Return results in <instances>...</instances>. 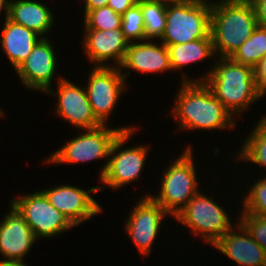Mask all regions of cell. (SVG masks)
Instances as JSON below:
<instances>
[{"label":"cell","mask_w":266,"mask_h":266,"mask_svg":"<svg viewBox=\"0 0 266 266\" xmlns=\"http://www.w3.org/2000/svg\"><path fill=\"white\" fill-rule=\"evenodd\" d=\"M135 206L130 208L131 211L124 221L126 235L134 246L138 249L140 256L143 258L149 256L155 239L159 238L160 229L162 231L163 220L172 216L164 210L158 203L153 201L149 196L139 197ZM161 227V228H160ZM158 236V237H157Z\"/></svg>","instance_id":"8fae6325"},{"label":"cell","mask_w":266,"mask_h":266,"mask_svg":"<svg viewBox=\"0 0 266 266\" xmlns=\"http://www.w3.org/2000/svg\"><path fill=\"white\" fill-rule=\"evenodd\" d=\"M5 112L3 111V109H1L0 107V118H4L5 117Z\"/></svg>","instance_id":"8d00e7d4"},{"label":"cell","mask_w":266,"mask_h":266,"mask_svg":"<svg viewBox=\"0 0 266 266\" xmlns=\"http://www.w3.org/2000/svg\"><path fill=\"white\" fill-rule=\"evenodd\" d=\"M108 126L101 125L94 129L81 130L77 136L68 139V142H65L63 146L61 145V148L52 152L42 162L52 165H71L85 164L91 161H99V159L103 162L104 159V162H106L99 171L98 179L100 180L106 171L109 151L115 138L121 131H130L138 128L135 125L118 126L116 128Z\"/></svg>","instance_id":"5b68a950"},{"label":"cell","mask_w":266,"mask_h":266,"mask_svg":"<svg viewBox=\"0 0 266 266\" xmlns=\"http://www.w3.org/2000/svg\"><path fill=\"white\" fill-rule=\"evenodd\" d=\"M170 113L177 124L176 131L235 129L237 120L224 107L204 81H181Z\"/></svg>","instance_id":"6da1fadb"},{"label":"cell","mask_w":266,"mask_h":266,"mask_svg":"<svg viewBox=\"0 0 266 266\" xmlns=\"http://www.w3.org/2000/svg\"><path fill=\"white\" fill-rule=\"evenodd\" d=\"M90 69L85 86L88 100L95 117L103 125H110V115L114 114L122 94L128 91V83L120 67L92 66Z\"/></svg>","instance_id":"30bf717a"},{"label":"cell","mask_w":266,"mask_h":266,"mask_svg":"<svg viewBox=\"0 0 266 266\" xmlns=\"http://www.w3.org/2000/svg\"><path fill=\"white\" fill-rule=\"evenodd\" d=\"M2 28L0 48L14 70H16L26 60L42 37L33 30L16 24L9 18L4 20Z\"/></svg>","instance_id":"ffe728a7"},{"label":"cell","mask_w":266,"mask_h":266,"mask_svg":"<svg viewBox=\"0 0 266 266\" xmlns=\"http://www.w3.org/2000/svg\"><path fill=\"white\" fill-rule=\"evenodd\" d=\"M218 59V60H217ZM211 68L195 81H204L214 96L240 121L261 95L254 68L233 61L230 57H218ZM209 70V71H208Z\"/></svg>","instance_id":"7a4b0ae2"},{"label":"cell","mask_w":266,"mask_h":266,"mask_svg":"<svg viewBox=\"0 0 266 266\" xmlns=\"http://www.w3.org/2000/svg\"><path fill=\"white\" fill-rule=\"evenodd\" d=\"M139 129H133L130 131H121L113 141L110 151L108 165L104 175L101 177L99 183V191L104 190L106 187L111 190H120L123 186L133 184L138 178H141L144 166H146L147 156L149 154V145H135L127 146V141L133 137L136 131ZM122 147H125L122 149Z\"/></svg>","instance_id":"ba28073f"},{"label":"cell","mask_w":266,"mask_h":266,"mask_svg":"<svg viewBox=\"0 0 266 266\" xmlns=\"http://www.w3.org/2000/svg\"><path fill=\"white\" fill-rule=\"evenodd\" d=\"M245 3H248L250 5H254L257 1H260V0H243Z\"/></svg>","instance_id":"d590c367"},{"label":"cell","mask_w":266,"mask_h":266,"mask_svg":"<svg viewBox=\"0 0 266 266\" xmlns=\"http://www.w3.org/2000/svg\"><path fill=\"white\" fill-rule=\"evenodd\" d=\"M83 29L112 30L121 28L122 16L109 6L87 12L83 16Z\"/></svg>","instance_id":"484cf974"},{"label":"cell","mask_w":266,"mask_h":266,"mask_svg":"<svg viewBox=\"0 0 266 266\" xmlns=\"http://www.w3.org/2000/svg\"><path fill=\"white\" fill-rule=\"evenodd\" d=\"M83 31L81 47L83 55L92 64L90 67L121 66L130 44L121 28L112 30L84 29Z\"/></svg>","instance_id":"2e32d148"},{"label":"cell","mask_w":266,"mask_h":266,"mask_svg":"<svg viewBox=\"0 0 266 266\" xmlns=\"http://www.w3.org/2000/svg\"><path fill=\"white\" fill-rule=\"evenodd\" d=\"M81 3H85L83 5V7L81 8H84L83 11V16L89 12V11H92V10H95L97 8H101L103 6H107V3H108V0H80Z\"/></svg>","instance_id":"1f68e13d"},{"label":"cell","mask_w":266,"mask_h":266,"mask_svg":"<svg viewBox=\"0 0 266 266\" xmlns=\"http://www.w3.org/2000/svg\"><path fill=\"white\" fill-rule=\"evenodd\" d=\"M215 201L214 194L199 191L173 218L211 247L238 222L233 223L229 211Z\"/></svg>","instance_id":"8992f818"},{"label":"cell","mask_w":266,"mask_h":266,"mask_svg":"<svg viewBox=\"0 0 266 266\" xmlns=\"http://www.w3.org/2000/svg\"><path fill=\"white\" fill-rule=\"evenodd\" d=\"M257 27L252 5L243 0H215L211 9V31L216 58L231 57Z\"/></svg>","instance_id":"3957f363"},{"label":"cell","mask_w":266,"mask_h":266,"mask_svg":"<svg viewBox=\"0 0 266 266\" xmlns=\"http://www.w3.org/2000/svg\"><path fill=\"white\" fill-rule=\"evenodd\" d=\"M40 190L50 204L63 213L75 227H80L83 222L92 220L104 211L92 196L93 193L99 192V186H92L86 190L65 183Z\"/></svg>","instance_id":"5bb4252c"},{"label":"cell","mask_w":266,"mask_h":266,"mask_svg":"<svg viewBox=\"0 0 266 266\" xmlns=\"http://www.w3.org/2000/svg\"><path fill=\"white\" fill-rule=\"evenodd\" d=\"M9 204L10 210L0 220V264H25L38 240L20 212Z\"/></svg>","instance_id":"9a60e30c"},{"label":"cell","mask_w":266,"mask_h":266,"mask_svg":"<svg viewBox=\"0 0 266 266\" xmlns=\"http://www.w3.org/2000/svg\"><path fill=\"white\" fill-rule=\"evenodd\" d=\"M184 148L180 156L177 155L166 169H162V176L158 179L161 181L158 194H142L158 203L172 218L200 191L199 186L201 187L197 177L199 168L195 163L194 149L189 144Z\"/></svg>","instance_id":"277c9868"},{"label":"cell","mask_w":266,"mask_h":266,"mask_svg":"<svg viewBox=\"0 0 266 266\" xmlns=\"http://www.w3.org/2000/svg\"><path fill=\"white\" fill-rule=\"evenodd\" d=\"M170 65L172 72L180 70L182 79L180 81H195L184 72V68L203 62L210 58L216 59L212 38L197 39L188 43L168 45ZM194 63V64H193ZM183 70V71H182Z\"/></svg>","instance_id":"44dd1931"},{"label":"cell","mask_w":266,"mask_h":266,"mask_svg":"<svg viewBox=\"0 0 266 266\" xmlns=\"http://www.w3.org/2000/svg\"><path fill=\"white\" fill-rule=\"evenodd\" d=\"M196 1H203V2H209V3H213L214 2L212 0H196Z\"/></svg>","instance_id":"74e56055"},{"label":"cell","mask_w":266,"mask_h":266,"mask_svg":"<svg viewBox=\"0 0 266 266\" xmlns=\"http://www.w3.org/2000/svg\"><path fill=\"white\" fill-rule=\"evenodd\" d=\"M146 1L162 3V4H165L167 6V5H172V4H178V3H181L185 0H146Z\"/></svg>","instance_id":"836d02e7"},{"label":"cell","mask_w":266,"mask_h":266,"mask_svg":"<svg viewBox=\"0 0 266 266\" xmlns=\"http://www.w3.org/2000/svg\"><path fill=\"white\" fill-rule=\"evenodd\" d=\"M259 177L257 179L254 177V183L252 182L251 185L249 183V186H246L248 191L245 192V196L241 200L243 207L239 212L266 217V174Z\"/></svg>","instance_id":"d4e9b609"},{"label":"cell","mask_w":266,"mask_h":266,"mask_svg":"<svg viewBox=\"0 0 266 266\" xmlns=\"http://www.w3.org/2000/svg\"><path fill=\"white\" fill-rule=\"evenodd\" d=\"M137 2L138 0H108L107 6L122 15Z\"/></svg>","instance_id":"f546056e"},{"label":"cell","mask_w":266,"mask_h":266,"mask_svg":"<svg viewBox=\"0 0 266 266\" xmlns=\"http://www.w3.org/2000/svg\"><path fill=\"white\" fill-rule=\"evenodd\" d=\"M214 248L239 266H266L265 250L239 222L213 245Z\"/></svg>","instance_id":"ac0fdd59"},{"label":"cell","mask_w":266,"mask_h":266,"mask_svg":"<svg viewBox=\"0 0 266 266\" xmlns=\"http://www.w3.org/2000/svg\"><path fill=\"white\" fill-rule=\"evenodd\" d=\"M0 266H29L27 263L25 264H0Z\"/></svg>","instance_id":"e575fe53"},{"label":"cell","mask_w":266,"mask_h":266,"mask_svg":"<svg viewBox=\"0 0 266 266\" xmlns=\"http://www.w3.org/2000/svg\"><path fill=\"white\" fill-rule=\"evenodd\" d=\"M256 20H257V26L266 28V0H260L257 1L253 5Z\"/></svg>","instance_id":"4dcf8cb0"},{"label":"cell","mask_w":266,"mask_h":266,"mask_svg":"<svg viewBox=\"0 0 266 266\" xmlns=\"http://www.w3.org/2000/svg\"><path fill=\"white\" fill-rule=\"evenodd\" d=\"M212 3L185 0L167 5L166 27L160 41L166 46L211 38Z\"/></svg>","instance_id":"52a82bcc"},{"label":"cell","mask_w":266,"mask_h":266,"mask_svg":"<svg viewBox=\"0 0 266 266\" xmlns=\"http://www.w3.org/2000/svg\"><path fill=\"white\" fill-rule=\"evenodd\" d=\"M9 1L10 0H0V14H5L4 19L7 20L9 18ZM4 13H3V12ZM1 16V15H0Z\"/></svg>","instance_id":"d6a6232c"},{"label":"cell","mask_w":266,"mask_h":266,"mask_svg":"<svg viewBox=\"0 0 266 266\" xmlns=\"http://www.w3.org/2000/svg\"><path fill=\"white\" fill-rule=\"evenodd\" d=\"M137 3L143 13L145 40H160L166 27L167 6L146 0Z\"/></svg>","instance_id":"cb8c5ba5"},{"label":"cell","mask_w":266,"mask_h":266,"mask_svg":"<svg viewBox=\"0 0 266 266\" xmlns=\"http://www.w3.org/2000/svg\"><path fill=\"white\" fill-rule=\"evenodd\" d=\"M237 220L250 234V236L265 250L266 252V217L252 215L247 212H239Z\"/></svg>","instance_id":"83f0119b"},{"label":"cell","mask_w":266,"mask_h":266,"mask_svg":"<svg viewBox=\"0 0 266 266\" xmlns=\"http://www.w3.org/2000/svg\"><path fill=\"white\" fill-rule=\"evenodd\" d=\"M261 118L252 127L248 135L242 139L243 143L239 146L238 153L233 157V161L245 163H253L257 165V169L266 168V114H261ZM241 147V148H240Z\"/></svg>","instance_id":"7402d4cb"},{"label":"cell","mask_w":266,"mask_h":266,"mask_svg":"<svg viewBox=\"0 0 266 266\" xmlns=\"http://www.w3.org/2000/svg\"><path fill=\"white\" fill-rule=\"evenodd\" d=\"M10 203L24 217L37 240L62 236L60 234L75 228L63 213L50 204L40 189L13 197Z\"/></svg>","instance_id":"9c48e42d"},{"label":"cell","mask_w":266,"mask_h":266,"mask_svg":"<svg viewBox=\"0 0 266 266\" xmlns=\"http://www.w3.org/2000/svg\"><path fill=\"white\" fill-rule=\"evenodd\" d=\"M255 78L261 95L266 96V56L254 67Z\"/></svg>","instance_id":"f1b7e54d"},{"label":"cell","mask_w":266,"mask_h":266,"mask_svg":"<svg viewBox=\"0 0 266 266\" xmlns=\"http://www.w3.org/2000/svg\"><path fill=\"white\" fill-rule=\"evenodd\" d=\"M120 70L127 83V76H131L130 70L141 75L171 72L168 48L160 40L132 42L127 48Z\"/></svg>","instance_id":"e0dca14e"},{"label":"cell","mask_w":266,"mask_h":266,"mask_svg":"<svg viewBox=\"0 0 266 266\" xmlns=\"http://www.w3.org/2000/svg\"><path fill=\"white\" fill-rule=\"evenodd\" d=\"M51 40L52 38L48 37L41 38L26 60L14 71L22 86L29 92L37 91L45 94L49 89H53L54 80L57 79L55 81L57 83L64 78L63 75H57L59 60Z\"/></svg>","instance_id":"7c38bea8"},{"label":"cell","mask_w":266,"mask_h":266,"mask_svg":"<svg viewBox=\"0 0 266 266\" xmlns=\"http://www.w3.org/2000/svg\"><path fill=\"white\" fill-rule=\"evenodd\" d=\"M264 56H266V28L257 26L230 58L254 68Z\"/></svg>","instance_id":"603a6c76"},{"label":"cell","mask_w":266,"mask_h":266,"mask_svg":"<svg viewBox=\"0 0 266 266\" xmlns=\"http://www.w3.org/2000/svg\"><path fill=\"white\" fill-rule=\"evenodd\" d=\"M55 85L57 90L49 89L45 93L56 100L55 115L70 123L76 131L94 129L103 125L93 113L85 85L82 87L74 84L69 78H62Z\"/></svg>","instance_id":"4fadbf2b"},{"label":"cell","mask_w":266,"mask_h":266,"mask_svg":"<svg viewBox=\"0 0 266 266\" xmlns=\"http://www.w3.org/2000/svg\"><path fill=\"white\" fill-rule=\"evenodd\" d=\"M121 29L129 43L145 40L143 13L136 3L122 15Z\"/></svg>","instance_id":"4316f807"},{"label":"cell","mask_w":266,"mask_h":266,"mask_svg":"<svg viewBox=\"0 0 266 266\" xmlns=\"http://www.w3.org/2000/svg\"><path fill=\"white\" fill-rule=\"evenodd\" d=\"M49 7L41 0H10L9 19L47 38L45 35H49L56 24V16Z\"/></svg>","instance_id":"d6986e66"}]
</instances>
